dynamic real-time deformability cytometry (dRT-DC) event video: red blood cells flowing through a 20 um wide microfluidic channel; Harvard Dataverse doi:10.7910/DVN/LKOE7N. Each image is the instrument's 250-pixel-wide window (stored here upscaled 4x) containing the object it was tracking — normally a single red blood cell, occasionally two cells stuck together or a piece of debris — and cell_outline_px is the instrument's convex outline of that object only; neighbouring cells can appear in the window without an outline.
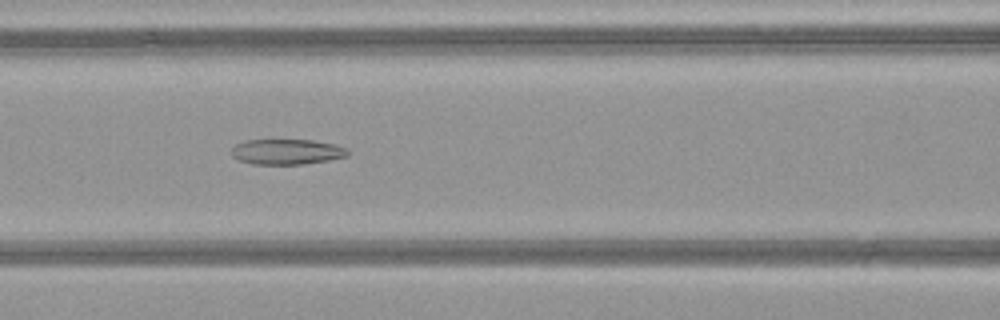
{"species": "common noctule bat (a hibernating species)", "species_latin": "Nyctalus noctula", "temperature_condition": "warm", "stored_images_in_passage": 50, "camera_frame_rate_fps": 3000, "um_per_image_px": 0.085, "animal": {"sex": "female", "body_mass_g": 21.9}, "frame": {"image": 1, "passage_image": 22, "time_ms": 7.0, "image_size_px": [1000, 320], "cell_outline_px": [[348, 156], [328, 160], [300, 164], [252, 164], [240, 160], [232, 156], [232, 148], [236, 144], [244, 140], [312, 140], [332, 144], [348, 148]], "centroid_in_image_um": [24.37, 12.9], "position_along_channel_um": 142.2, "area_um2": 17.05}}
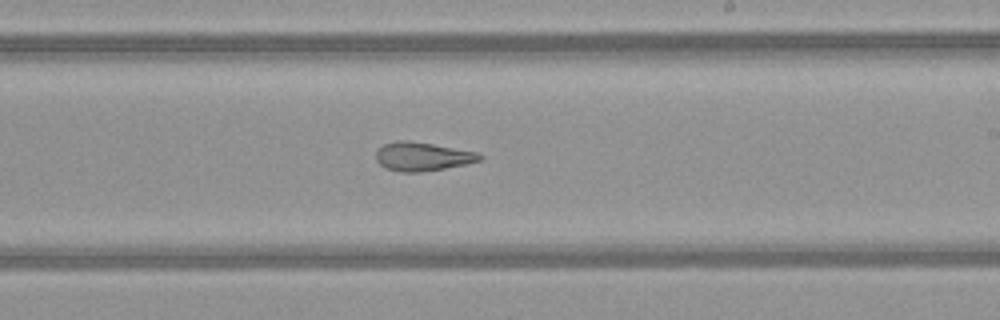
{"frame": {"image": 2, "passage_image": 30, "time_ms": 9.667, "image_size_px": [1000, 320], "cell_outline_px": [[484, 156], [480, 160], [464, 164], [444, 168], [420, 172], [400, 172], [384, 168], [376, 160], [376, 148], [384, 144], [396, 140], [408, 140], [480, 152]], "centroid_in_image_um": [35.87, 13.29], "position_along_channel_um": 253.1, "area_um2": 17.46}}
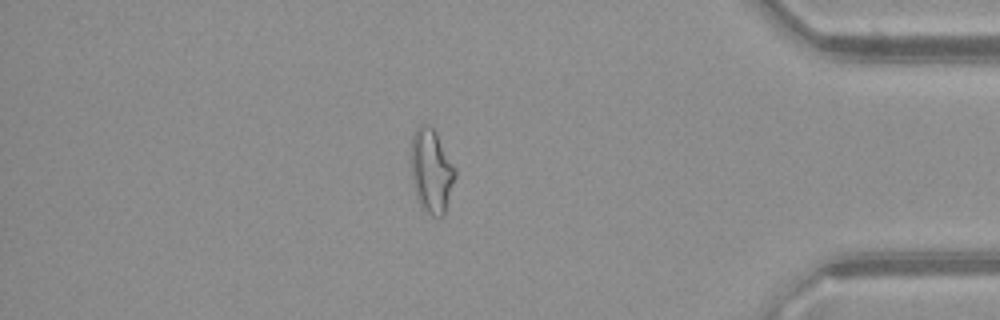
{"frame": {"image": 3, "passage_image": 43, "time_ms": 14.0, "image_size_px": [1000, 320], "cell_outline_px": [[456, 176], [444, 216], [432, 216], [424, 212], [420, 208], [416, 200], [412, 176], [412, 136], [416, 128], [420, 124], [428, 124], [436, 132], [456, 168]], "centroid_in_image_um": [36.68, 14.57], "position_along_channel_um": 398.5, "area_um2": 21.79}, "authors_computed_cell_mechanics": {"area_um2": 21.5016, "velocity_mm_per_s": 4.158, "shape_relaxation_time_tau1_ms": null, "shape_relaxation_time_tau2_ms": 3.9786, "deformation_change_tau1": null, "deformation_change_tau2": 0.1408}}